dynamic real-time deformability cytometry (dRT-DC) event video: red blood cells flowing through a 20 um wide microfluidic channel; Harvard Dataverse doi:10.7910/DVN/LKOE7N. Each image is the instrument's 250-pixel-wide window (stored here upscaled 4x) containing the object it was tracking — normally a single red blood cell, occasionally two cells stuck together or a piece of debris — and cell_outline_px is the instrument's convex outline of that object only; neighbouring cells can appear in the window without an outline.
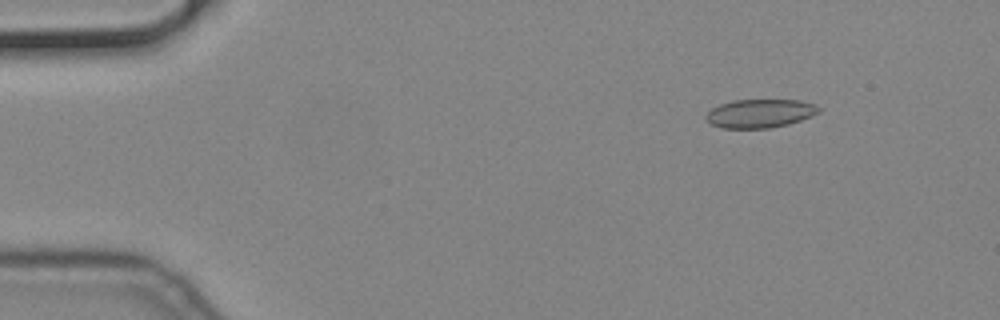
{"species": "common noctule bat (a hibernating species)", "species_latin": "Nyctalus noctula", "temperature_condition": "cold", "stored_images_in_passage": 4, "camera_frame_rate_fps": 3000, "um_per_image_px": 0.085, "animal": {"sex": "male", "body_mass_g": 19.2, "forearm_length_mm": 51.8}, "frame": {"image": 1, "passage_image": 1, "time_ms": 0.0, "image_size_px": [1000, 320], "cell_outline_px": [[820, 112], [812, 116], [788, 124], [768, 128], [720, 128], [704, 120], [704, 116], [712, 108], [720, 104], [732, 100], [800, 100], [816, 104], [820, 108]], "centroid_in_image_um": [64.59, 9.64], "position_along_channel_um": 20.4, "area_um2": 18.9}}
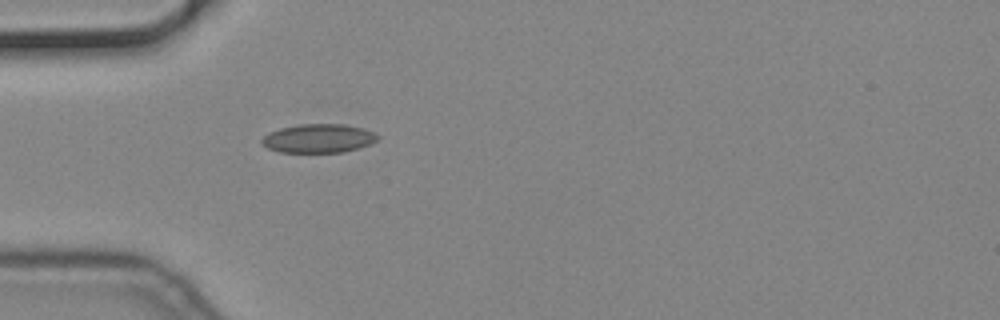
{"frame": {"image": 2, "passage_image": 4, "time_ms": 1.0, "image_size_px": [1000, 320], "cell_outline_px": [[380, 136], [376, 140], [368, 144], [344, 152], [280, 152], [268, 148], [260, 144], [260, 140], [268, 132], [280, 128], [300, 124], [344, 124], [364, 128]], "centroid_in_image_um": [27.02, 11.75], "position_along_channel_um": 58.0, "area_um2": 19.36}}